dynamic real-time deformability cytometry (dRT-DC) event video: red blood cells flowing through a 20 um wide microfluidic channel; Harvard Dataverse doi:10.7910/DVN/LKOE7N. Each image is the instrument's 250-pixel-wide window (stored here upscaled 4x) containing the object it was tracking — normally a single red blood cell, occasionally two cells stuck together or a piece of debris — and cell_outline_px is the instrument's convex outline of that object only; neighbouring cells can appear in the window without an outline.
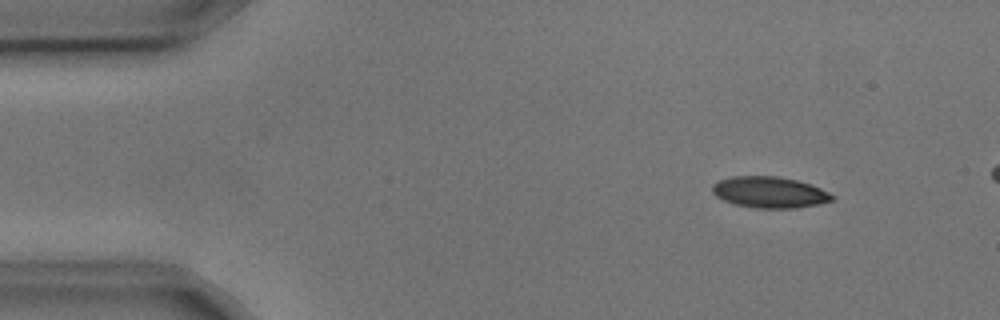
{"species": "common noctule bat (a hibernating species)", "species_latin": "Nyctalus noctula", "temperature_condition": "cold", "stored_images_in_passage": 4, "camera_frame_rate_fps": 3000, "um_per_image_px": 0.085, "animal": {"sex": "male", "body_mass_g": 17.9, "forearm_length_mm": 54.2}, "frame": {"image": 1, "passage_image": 1, "time_ms": 0.0, "image_size_px": [1000, 320], "cell_outline_px": [[836, 200], [796, 208], [756, 208], [736, 204], [724, 200], [716, 196], [712, 192], [712, 184], [720, 180], [732, 176], [776, 176], [796, 180], [812, 184], [836, 196]], "centroid_in_image_um": [65.44, 16.34], "position_along_channel_um": 19.6, "area_um2": 21.79}}